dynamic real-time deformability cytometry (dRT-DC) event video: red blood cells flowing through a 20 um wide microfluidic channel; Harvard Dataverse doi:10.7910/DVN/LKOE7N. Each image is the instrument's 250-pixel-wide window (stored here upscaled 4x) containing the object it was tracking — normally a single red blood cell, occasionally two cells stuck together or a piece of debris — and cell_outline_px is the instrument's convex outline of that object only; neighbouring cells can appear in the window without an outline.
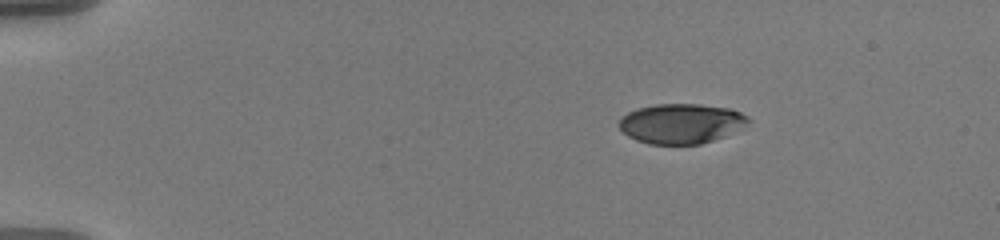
{"species": "human", "species_latin": "Homo sapiens", "temperature_condition": "warm", "stored_images_in_passage": 49, "camera_frame_rate_fps": 3000, "um_per_image_px": 0.085, "donor": {"sex": "male"}, "frame": {"image": 1, "passage_image": 1, "time_ms": 0.0, "image_size_px": [1000, 240], "cell_outline_px": [[752, 120], [724, 136], [700, 144], [648, 144], [636, 140], [628, 136], [616, 124], [620, 116], [636, 108], [656, 104], [700, 104], [732, 108], [748, 116]], "centroid_in_image_um": [57.85, 10.49], "position_along_channel_um": 27.2, "area_um2": 30.17}}
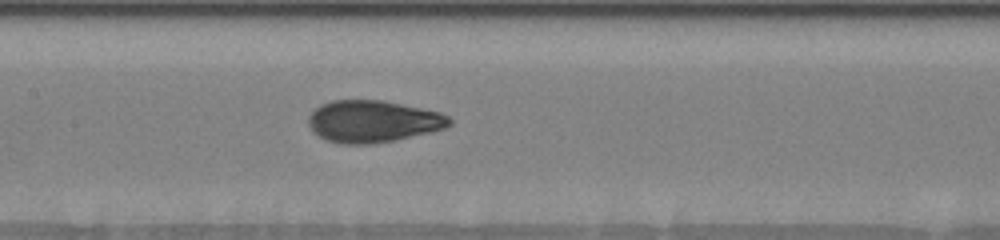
{"frame": {"image": 2, "passage_image": 21, "time_ms": 6.667, "image_size_px": [1000, 240], "cell_outline_px": [[452, 124], [444, 128], [428, 132], [392, 140], [372, 144], [340, 144], [328, 140], [320, 136], [308, 124], [308, 116], [320, 104], [332, 100], [384, 100], [440, 112], [448, 116], [452, 120]], "centroid_in_image_um": [31.69, 10.3], "position_along_channel_um": 175.7, "area_um2": 34.22}}
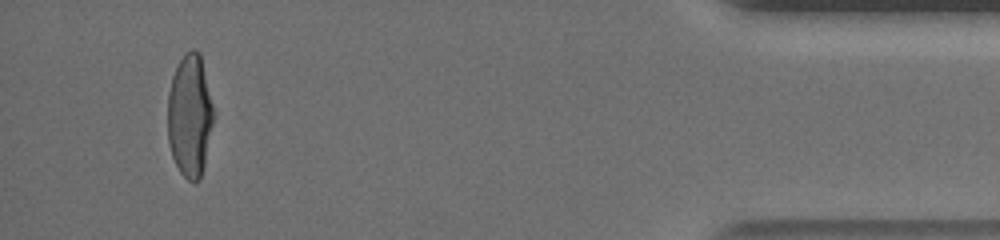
{"frame": {"image": 3, "passage_image": 46, "time_ms": 15.0, "image_size_px": [1000, 240], "cell_outline_px": [[216, 116], [200, 180], [188, 180], [180, 172], [172, 156], [168, 140], [168, 92], [172, 76], [184, 52], [192, 48], [196, 48], [200, 52], [216, 112]], "centroid_in_image_um": [16.17, 9.78], "position_along_channel_um": 419.0, "area_um2": 33.47}, "authors_computed_cell_mechanics": {"area_um2": 33.4662, "velocity_mm_per_s": 3.5978, "shape_relaxation_time_tau1_ms": 5.1153, "shape_relaxation_time_tau2_ms": 0.7551, "deformation_change_tau1": 0.2133, "deformation_change_tau2": 0.0555}}